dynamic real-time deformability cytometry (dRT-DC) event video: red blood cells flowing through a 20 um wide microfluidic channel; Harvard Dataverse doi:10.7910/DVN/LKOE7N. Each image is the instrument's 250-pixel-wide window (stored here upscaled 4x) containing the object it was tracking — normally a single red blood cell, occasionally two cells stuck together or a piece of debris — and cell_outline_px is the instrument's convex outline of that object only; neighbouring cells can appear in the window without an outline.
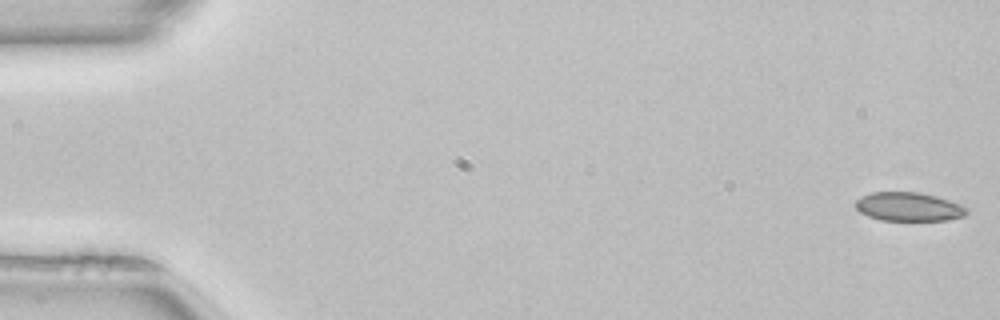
{"species": "common noctule bat (a hibernating species)", "species_latin": "Nyctalus noctula", "temperature_condition": "room temperature", "stored_images_in_passage": 51, "camera_frame_rate_fps": 3000, "um_per_image_px": 0.085, "animal": {"sex": "female", "body_mass_g": 22.7, "forearm_length_mm": 54.2}, "frame": {"image": 1, "passage_image": 1, "time_ms": 0.0, "image_size_px": [1000, 320], "cell_outline_px": [[968, 212], [964, 216], [948, 220], [880, 220], [868, 216], [860, 212], [856, 208], [856, 200], [860, 196], [872, 192], [920, 192], [936, 196], [960, 204], [968, 208]], "centroid_in_image_um": [77.24, 17.57], "position_along_channel_um": 7.8, "area_um2": 18.67}}
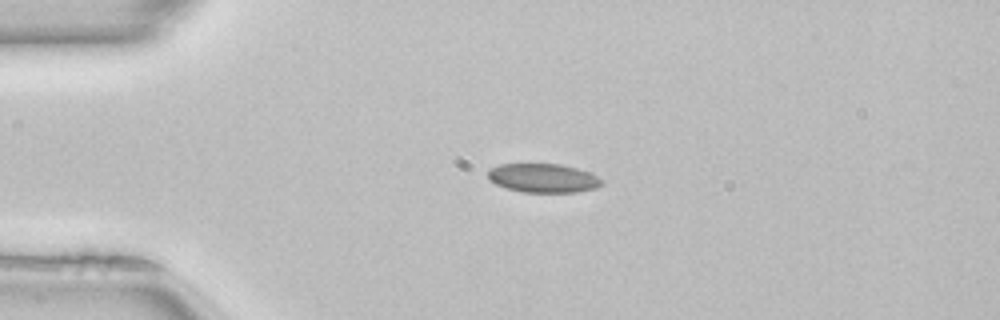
{"frame": {"image": 2, "passage_image": 12, "time_ms": 3.667, "image_size_px": [1000, 320], "cell_outline_px": [[604, 184], [596, 188], [576, 192], [524, 192], [508, 188], [496, 184], [488, 180], [488, 172], [492, 168], [500, 164], [560, 164], [576, 168], [588, 172], [604, 180]], "centroid_in_image_um": [46.19, 15.14], "position_along_channel_um": 38.8, "area_um2": 19.07}, "authors_computed_cell_mechanics": {"area_um2": 18.8428, "velocity_mm_per_s": 4.0347, "shape_relaxation_time_tau1_ms": null, "shape_relaxation_time_tau2_ms": 3.8957, "deformation_change_tau1": null, "deformation_change_tau2": 0.0877}}